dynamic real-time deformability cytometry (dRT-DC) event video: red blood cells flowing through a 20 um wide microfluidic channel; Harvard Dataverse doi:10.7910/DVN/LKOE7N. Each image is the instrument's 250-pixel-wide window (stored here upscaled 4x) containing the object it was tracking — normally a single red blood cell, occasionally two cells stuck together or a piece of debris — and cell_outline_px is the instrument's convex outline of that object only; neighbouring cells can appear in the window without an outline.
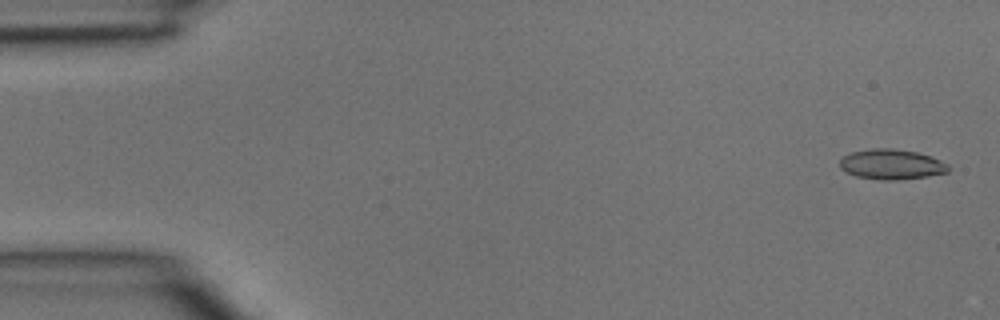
{"species": "common noctule bat (a hibernating species)", "species_latin": "Nyctalus noctula", "temperature_condition": "room temperature", "stored_images_in_passage": 5, "segment_of_instrument_passage": [1, 2], "camera_frame_rate_fps": 3000, "um_per_image_px": 0.085, "animal": {"sex": "male", "body_mass_g": 15.6}, "frame": {"image": 1, "passage_image": 1, "time_ms": 0.0, "image_size_px": [1000, 320], "cell_outline_px": [[952, 168], [948, 172], [928, 176], [896, 180], [880, 180], [856, 176], [840, 168], [840, 160], [844, 156], [852, 152], [872, 148], [892, 148], [916, 152], [940, 160], [948, 164]], "centroid_in_image_um": [75.8, 13.97], "position_along_channel_um": 9.2, "area_um2": 19.02}}
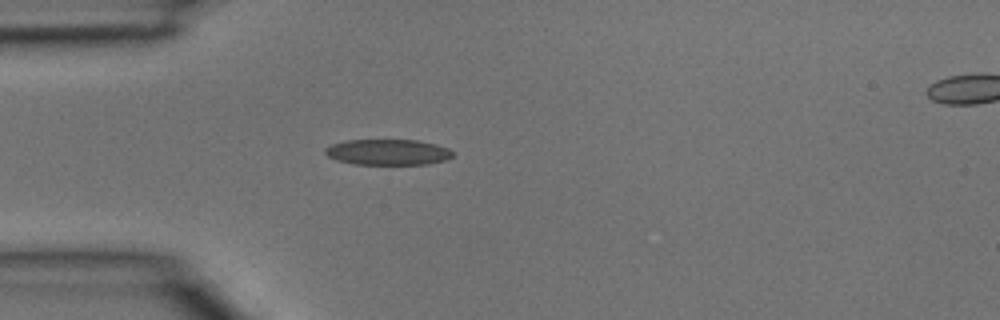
{"frame": {"image": 2, "passage_image": 4, "time_ms": 1.0, "image_size_px": [1000, 320], "cell_outline_px": [[452, 156], [444, 160], [428, 164], [352, 164], [336, 160], [328, 156], [324, 152], [324, 148], [332, 144], [344, 140], [416, 140], [436, 144], [448, 148], [452, 152]], "centroid_in_image_um": [32.92, 12.93], "position_along_channel_um": 52.1, "area_um2": 19.13}}